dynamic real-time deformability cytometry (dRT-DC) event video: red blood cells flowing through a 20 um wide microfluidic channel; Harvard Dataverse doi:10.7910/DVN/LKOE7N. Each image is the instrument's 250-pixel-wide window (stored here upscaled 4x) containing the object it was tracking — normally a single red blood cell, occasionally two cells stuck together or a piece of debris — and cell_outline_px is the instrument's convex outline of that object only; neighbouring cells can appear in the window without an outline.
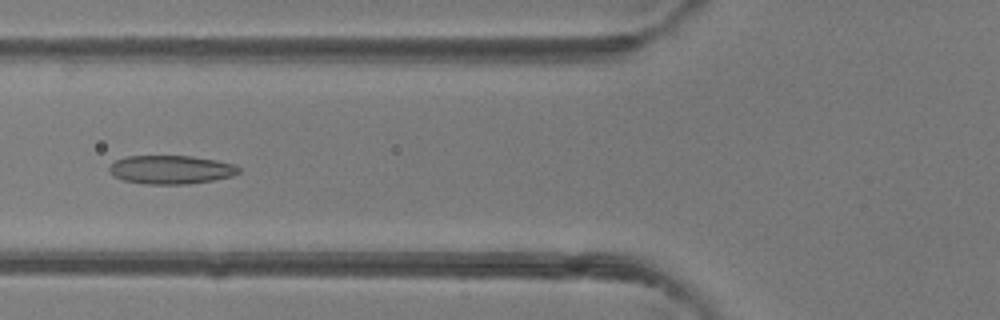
{"species": "common noctule bat (a hibernating species)", "species_latin": "Nyctalus noctula", "temperature_condition": "room temperature", "stored_images_in_passage": 46, "camera_frame_rate_fps": 3000, "um_per_image_px": 0.085, "animal": {"sex": "female"}, "frame": {"image": 1, "passage_image": 16, "time_ms": 5.0, "image_size_px": [1000, 320], "cell_outline_px": [[240, 172], [232, 176], [212, 180], [188, 184], [148, 184], [124, 180], [112, 176], [108, 172], [108, 168], [116, 160], [124, 156], [192, 156], [216, 160], [236, 164], [240, 168]], "centroid_in_image_um": [14.53, 14.41], "position_along_channel_um": 111.3, "area_um2": 21.68}}
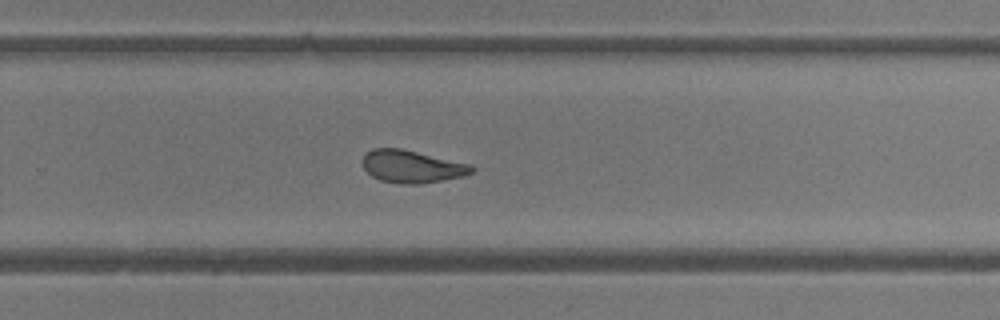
{"frame": {"image": 2, "passage_image": 29, "time_ms": 9.333, "image_size_px": [1000, 320], "cell_outline_px": [[476, 168], [472, 172], [460, 176], [420, 184], [404, 184], [380, 180], [372, 176], [364, 168], [360, 160], [372, 148], [400, 148], [468, 164]], "centroid_in_image_um": [34.94, 14.15], "position_along_channel_um": 294.9, "area_um2": 20.29}}
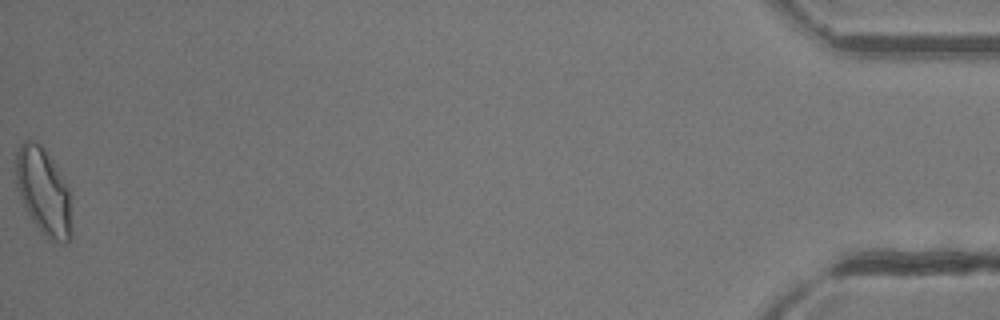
{"frame": {"image": 3, "passage_image": 46, "time_ms": 15.0, "image_size_px": [1000, 320], "cell_outline_px": [[72, 236], [68, 244], [60, 244], [48, 236], [32, 220], [16, 188], [16, 152], [24, 140], [32, 140], [40, 144], [52, 160], [68, 188], [72, 232]], "centroid_in_image_um": [3.7, 16.29], "position_along_channel_um": 431.5, "area_um2": 27.69}, "authors_computed_cell_mechanics": {"area_um2": 22.2241, "velocity_mm_per_s": 4.2378, "shape_relaxation_time_tau1_ms": 6.222, "shape_relaxation_time_tau2_ms": 1.7997, "deformation_change_tau1": 0.1563, "deformation_change_tau2": 0.0908}}